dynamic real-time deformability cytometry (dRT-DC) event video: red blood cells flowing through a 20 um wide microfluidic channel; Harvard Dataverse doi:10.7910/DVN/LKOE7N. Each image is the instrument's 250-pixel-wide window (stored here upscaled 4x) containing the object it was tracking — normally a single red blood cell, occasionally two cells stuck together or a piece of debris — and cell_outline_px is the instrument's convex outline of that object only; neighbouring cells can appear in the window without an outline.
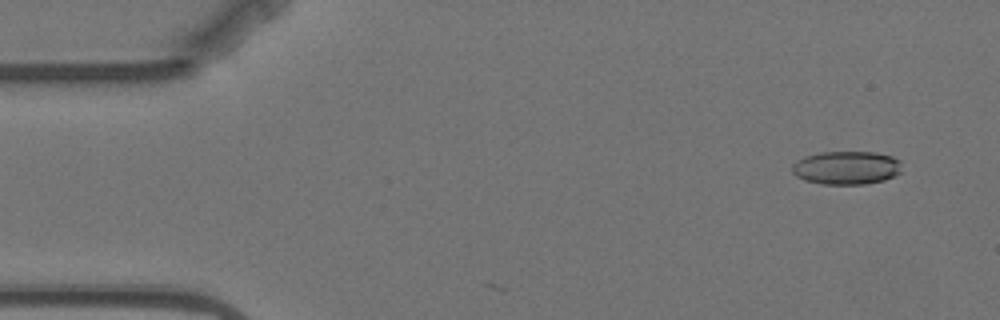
{"species": "Egyptian fruit bat (a non-hibernating species)", "species_latin": "Rousettus aegyptiacus", "temperature_condition": "warm", "stored_images_in_passage": 3, "camera_frame_rate_fps": 3000, "um_per_image_px": 0.085, "animal": {"sex": "female"}, "frame": {"image": 1, "passage_image": 1, "time_ms": 0.0, "image_size_px": [1000, 320], "cell_outline_px": [[900, 172], [884, 180], [864, 184], [824, 184], [804, 180], [796, 176], [792, 172], [792, 164], [796, 160], [804, 156], [820, 152], [876, 152], [892, 156], [900, 160]], "centroid_in_image_um": [71.92, 14.25], "position_along_channel_um": 13.1, "area_um2": 21.39}}